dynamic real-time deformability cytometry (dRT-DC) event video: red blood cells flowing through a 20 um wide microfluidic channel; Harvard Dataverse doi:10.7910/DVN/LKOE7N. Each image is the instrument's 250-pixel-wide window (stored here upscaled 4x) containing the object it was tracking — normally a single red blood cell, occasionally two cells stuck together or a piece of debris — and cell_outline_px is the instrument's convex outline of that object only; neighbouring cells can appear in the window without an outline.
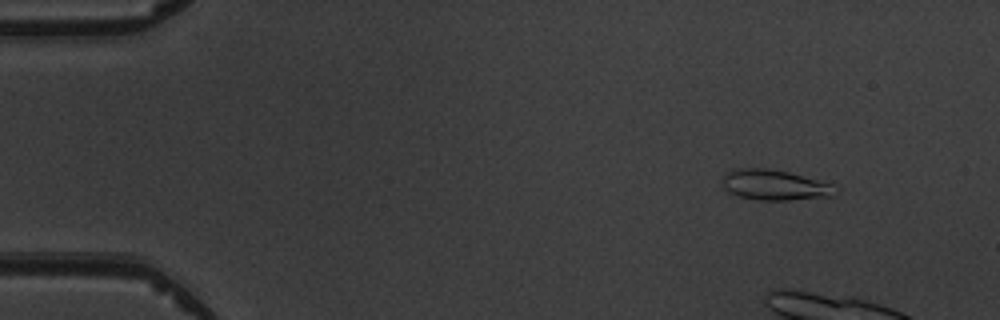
{"species": "common noctule bat (a hibernating species)", "species_latin": "Nyctalus noctula", "temperature_condition": "warm", "stored_images_in_passage": 5, "camera_frame_rate_fps": 3000, "um_per_image_px": 0.085, "animal": {"sex": "male", "body_mass_g": 19.5, "forearm_length_mm": 54.6}, "frame": {"image": 1, "passage_image": 1, "time_ms": 0.0, "image_size_px": [1000, 320], "cell_outline_px": [[840, 192], [832, 196], [788, 200], [760, 200], [736, 196], [728, 192], [724, 188], [724, 176], [732, 168], [768, 168], [788, 172], [832, 184], [840, 188]], "centroid_in_image_um": [65.88, 15.73], "position_along_channel_um": 19.1, "area_um2": 20.11}}